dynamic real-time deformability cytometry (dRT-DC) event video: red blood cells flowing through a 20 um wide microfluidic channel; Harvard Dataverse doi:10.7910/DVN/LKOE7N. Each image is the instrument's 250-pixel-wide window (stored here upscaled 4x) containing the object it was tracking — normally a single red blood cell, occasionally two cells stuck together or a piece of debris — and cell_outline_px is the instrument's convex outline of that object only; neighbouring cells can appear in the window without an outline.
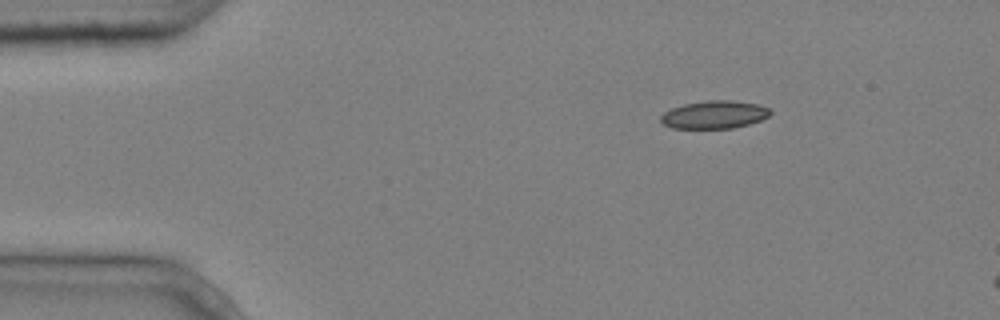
{"species": "common noctule bat (a hibernating species)", "species_latin": "Nyctalus noctula", "temperature_condition": "cold", "stored_images_in_passage": 3, "camera_frame_rate_fps": 3000, "um_per_image_px": 0.085, "animal": {"sex": "male", "body_mass_g": 20.4}, "frame": {"image": 1, "passage_image": 1, "time_ms": 0.0, "image_size_px": [1000, 320], "cell_outline_px": [[772, 112], [768, 116], [760, 120], [748, 124], [732, 128], [672, 128], [664, 124], [660, 120], [660, 116], [664, 112], [672, 108], [684, 104], [708, 100], [732, 100], [760, 104], [768, 108]], "centroid_in_image_um": [60.72, 9.74], "position_along_channel_um": 24.3, "area_um2": 17.74}}